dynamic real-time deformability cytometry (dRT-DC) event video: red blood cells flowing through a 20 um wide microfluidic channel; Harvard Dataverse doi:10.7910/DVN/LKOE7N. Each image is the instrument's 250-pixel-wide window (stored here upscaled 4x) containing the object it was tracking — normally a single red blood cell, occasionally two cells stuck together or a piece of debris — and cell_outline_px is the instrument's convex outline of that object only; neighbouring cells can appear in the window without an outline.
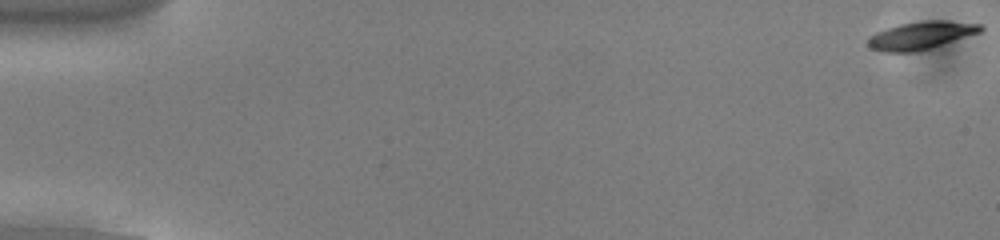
{"species": "common noctule bat (a hibernating species)", "species_latin": "Nyctalus noctula", "temperature_condition": "cold", "stored_images_in_passage": 7, "camera_frame_rate_fps": 3000, "um_per_image_px": 0.085, "animal": {"sex": "male", "body_mass_g": 13.0, "forearm_length_mm": 53.1}, "frame": {"image": 1, "passage_image": 1, "time_ms": 0.0, "image_size_px": [1000, 240], "cell_outline_px": [[984, 28], [980, 32], [928, 48], [912, 52], [880, 52], [872, 48], [868, 44], [868, 40], [876, 32], [900, 24], [920, 20], [944, 20], [984, 24]], "centroid_in_image_um": [78.3, 2.99], "position_along_channel_um": 6.7, "area_um2": 17.98}}